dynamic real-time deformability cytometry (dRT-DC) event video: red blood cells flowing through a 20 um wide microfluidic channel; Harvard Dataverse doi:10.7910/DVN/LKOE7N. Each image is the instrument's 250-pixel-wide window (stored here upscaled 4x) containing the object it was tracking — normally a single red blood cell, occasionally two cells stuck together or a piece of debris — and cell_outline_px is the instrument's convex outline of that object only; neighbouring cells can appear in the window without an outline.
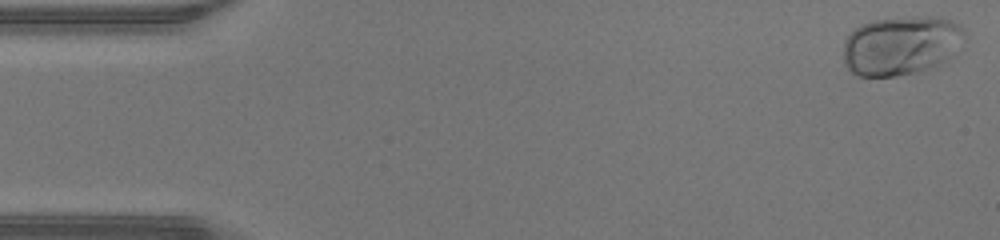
{"species": "human", "species_latin": "Homo sapiens", "temperature_condition": "warm", "stored_images_in_passage": 46, "camera_frame_rate_fps": 3000, "um_per_image_px": 0.085, "donor": {"sex": "male"}, "frame": {"image": 1, "passage_image": 1, "time_ms": 0.0, "image_size_px": [1000, 240], "cell_outline_px": [[964, 32], [948, 56], [944, 60], [928, 68], [916, 72], [896, 76], [860, 76], [852, 72], [844, 64], [844, 40], [860, 24], [872, 20], [924, 16], [940, 16], [960, 24], [964, 28]], "centroid_in_image_um": [76.51, 3.84], "position_along_channel_um": 8.5, "area_um2": 41.04}}
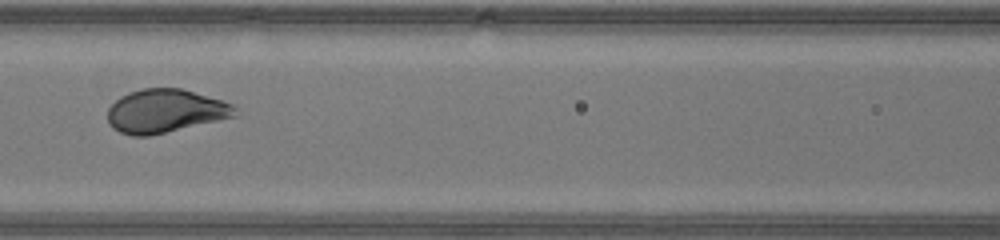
{"frame": {"image": 2, "passage_image": 20, "time_ms": 6.333, "image_size_px": [1000, 240], "cell_outline_px": [[236, 116], [148, 136], [132, 136], [120, 132], [112, 128], [108, 120], [108, 108], [120, 96], [128, 92], [140, 88], [180, 88], [220, 100], [232, 104], [236, 108]], "centroid_in_image_um": [14.0, 9.43], "position_along_channel_um": 152.6, "area_um2": 31.96}}
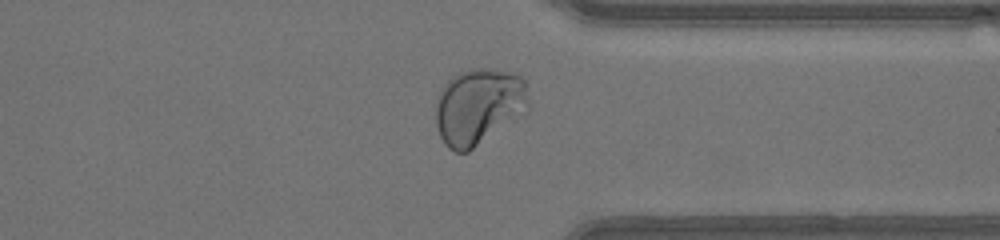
{"frame": {"image": 3, "passage_image": 35, "time_ms": 11.333, "image_size_px": [1000, 240], "cell_outline_px": [[528, 108], [468, 152], [456, 152], [448, 148], [444, 144], [440, 136], [436, 124], [436, 104], [440, 92], [448, 80], [452, 76], [460, 72], [472, 68], [484, 68], [512, 72], [520, 76], [524, 80], [528, 100]], "centroid_in_image_um": [40.64, 9.02], "position_along_channel_um": 370.8, "area_um2": 40.63}, "authors_computed_cell_mechanics": {"area_um2": 34.0731, "velocity_mm_per_s": 4.4382, "shape_relaxation_time_tau1_ms": 2.4948, "shape_relaxation_time_tau2_ms": null, "deformation_change_tau1": 0.154, "deformation_change_tau2": null}}